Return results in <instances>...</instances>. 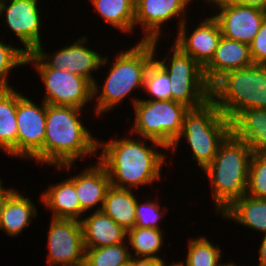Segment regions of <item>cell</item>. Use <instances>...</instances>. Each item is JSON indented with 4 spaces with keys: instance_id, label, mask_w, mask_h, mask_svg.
<instances>
[{
    "instance_id": "e0dca14e",
    "label": "cell",
    "mask_w": 266,
    "mask_h": 266,
    "mask_svg": "<svg viewBox=\"0 0 266 266\" xmlns=\"http://www.w3.org/2000/svg\"><path fill=\"white\" fill-rule=\"evenodd\" d=\"M80 174L70 176L75 185L81 209L85 212L95 209L102 210L106 193L111 186L109 175L98 161L80 171ZM99 206V207H97Z\"/></svg>"
},
{
    "instance_id": "52a82bcc",
    "label": "cell",
    "mask_w": 266,
    "mask_h": 266,
    "mask_svg": "<svg viewBox=\"0 0 266 266\" xmlns=\"http://www.w3.org/2000/svg\"><path fill=\"white\" fill-rule=\"evenodd\" d=\"M135 123L129 135L147 138L161 143L167 150L178 139L185 114L190 110L186 105L173 100H144L132 97Z\"/></svg>"
},
{
    "instance_id": "8d00e7d4",
    "label": "cell",
    "mask_w": 266,
    "mask_h": 266,
    "mask_svg": "<svg viewBox=\"0 0 266 266\" xmlns=\"http://www.w3.org/2000/svg\"><path fill=\"white\" fill-rule=\"evenodd\" d=\"M258 266H266V234L262 237V243L259 245Z\"/></svg>"
},
{
    "instance_id": "ee69618b",
    "label": "cell",
    "mask_w": 266,
    "mask_h": 266,
    "mask_svg": "<svg viewBox=\"0 0 266 266\" xmlns=\"http://www.w3.org/2000/svg\"><path fill=\"white\" fill-rule=\"evenodd\" d=\"M262 65H263V67L266 69V62H265V63H263Z\"/></svg>"
},
{
    "instance_id": "74e56055",
    "label": "cell",
    "mask_w": 266,
    "mask_h": 266,
    "mask_svg": "<svg viewBox=\"0 0 266 266\" xmlns=\"http://www.w3.org/2000/svg\"><path fill=\"white\" fill-rule=\"evenodd\" d=\"M204 2L205 3L208 2L207 4H210L209 6L213 7L212 11H214V8L216 7H221L227 4H233V3L242 4V0H205Z\"/></svg>"
},
{
    "instance_id": "d590c367",
    "label": "cell",
    "mask_w": 266,
    "mask_h": 266,
    "mask_svg": "<svg viewBox=\"0 0 266 266\" xmlns=\"http://www.w3.org/2000/svg\"><path fill=\"white\" fill-rule=\"evenodd\" d=\"M159 260L154 258L131 256V266H158Z\"/></svg>"
},
{
    "instance_id": "2e32d148",
    "label": "cell",
    "mask_w": 266,
    "mask_h": 266,
    "mask_svg": "<svg viewBox=\"0 0 266 266\" xmlns=\"http://www.w3.org/2000/svg\"><path fill=\"white\" fill-rule=\"evenodd\" d=\"M186 26L185 20L177 29V37L173 44L204 68L213 58L222 38L219 23L210 16L200 21L192 33H189V28Z\"/></svg>"
},
{
    "instance_id": "ffe728a7",
    "label": "cell",
    "mask_w": 266,
    "mask_h": 266,
    "mask_svg": "<svg viewBox=\"0 0 266 266\" xmlns=\"http://www.w3.org/2000/svg\"><path fill=\"white\" fill-rule=\"evenodd\" d=\"M40 200L50 211L52 218L81 220L85 215L81 209L74 183L64 179L56 184H49L41 194Z\"/></svg>"
},
{
    "instance_id": "5b68a950",
    "label": "cell",
    "mask_w": 266,
    "mask_h": 266,
    "mask_svg": "<svg viewBox=\"0 0 266 266\" xmlns=\"http://www.w3.org/2000/svg\"><path fill=\"white\" fill-rule=\"evenodd\" d=\"M210 99L230 121L244 110L266 108V69L254 64L224 73L210 86Z\"/></svg>"
},
{
    "instance_id": "7bdbcfd3",
    "label": "cell",
    "mask_w": 266,
    "mask_h": 266,
    "mask_svg": "<svg viewBox=\"0 0 266 266\" xmlns=\"http://www.w3.org/2000/svg\"><path fill=\"white\" fill-rule=\"evenodd\" d=\"M119 266H131V259H130V261H129V262H127V263H124V264H121V265H119Z\"/></svg>"
},
{
    "instance_id": "484cf974",
    "label": "cell",
    "mask_w": 266,
    "mask_h": 266,
    "mask_svg": "<svg viewBox=\"0 0 266 266\" xmlns=\"http://www.w3.org/2000/svg\"><path fill=\"white\" fill-rule=\"evenodd\" d=\"M103 21L123 33L134 31L135 0H90Z\"/></svg>"
},
{
    "instance_id": "b9f144b4",
    "label": "cell",
    "mask_w": 266,
    "mask_h": 266,
    "mask_svg": "<svg viewBox=\"0 0 266 266\" xmlns=\"http://www.w3.org/2000/svg\"><path fill=\"white\" fill-rule=\"evenodd\" d=\"M235 262H227V263H225V265H223V266H237L236 264H234Z\"/></svg>"
},
{
    "instance_id": "8992f818",
    "label": "cell",
    "mask_w": 266,
    "mask_h": 266,
    "mask_svg": "<svg viewBox=\"0 0 266 266\" xmlns=\"http://www.w3.org/2000/svg\"><path fill=\"white\" fill-rule=\"evenodd\" d=\"M231 133V121L210 99L203 106L190 109L184 116L178 139L170 147L175 153L184 137L191 149V156L204 170L214 159L220 144Z\"/></svg>"
},
{
    "instance_id": "836d02e7",
    "label": "cell",
    "mask_w": 266,
    "mask_h": 266,
    "mask_svg": "<svg viewBox=\"0 0 266 266\" xmlns=\"http://www.w3.org/2000/svg\"><path fill=\"white\" fill-rule=\"evenodd\" d=\"M251 56L254 64L262 65L266 62V18L261 28L250 43Z\"/></svg>"
},
{
    "instance_id": "30bf717a",
    "label": "cell",
    "mask_w": 266,
    "mask_h": 266,
    "mask_svg": "<svg viewBox=\"0 0 266 266\" xmlns=\"http://www.w3.org/2000/svg\"><path fill=\"white\" fill-rule=\"evenodd\" d=\"M39 106L17 91V158L43 164L46 102Z\"/></svg>"
},
{
    "instance_id": "e575fe53",
    "label": "cell",
    "mask_w": 266,
    "mask_h": 266,
    "mask_svg": "<svg viewBox=\"0 0 266 266\" xmlns=\"http://www.w3.org/2000/svg\"><path fill=\"white\" fill-rule=\"evenodd\" d=\"M16 190H14L13 188H5V186L3 187V181L0 182V223H1V219H2V213L4 210V205L6 200L15 192Z\"/></svg>"
},
{
    "instance_id": "7c38bea8",
    "label": "cell",
    "mask_w": 266,
    "mask_h": 266,
    "mask_svg": "<svg viewBox=\"0 0 266 266\" xmlns=\"http://www.w3.org/2000/svg\"><path fill=\"white\" fill-rule=\"evenodd\" d=\"M47 233L48 266H69L85 258L80 220L52 218Z\"/></svg>"
},
{
    "instance_id": "60d3db41",
    "label": "cell",
    "mask_w": 266,
    "mask_h": 266,
    "mask_svg": "<svg viewBox=\"0 0 266 266\" xmlns=\"http://www.w3.org/2000/svg\"><path fill=\"white\" fill-rule=\"evenodd\" d=\"M69 266H91V265H90L89 262L84 258V259H82V260H80V261H77V262H75V263H73V264H71V265H69Z\"/></svg>"
},
{
    "instance_id": "83f0119b",
    "label": "cell",
    "mask_w": 266,
    "mask_h": 266,
    "mask_svg": "<svg viewBox=\"0 0 266 266\" xmlns=\"http://www.w3.org/2000/svg\"><path fill=\"white\" fill-rule=\"evenodd\" d=\"M221 249L214 246L207 237L198 236L188 240V253L185 259L186 266H223L221 263Z\"/></svg>"
},
{
    "instance_id": "f35d334b",
    "label": "cell",
    "mask_w": 266,
    "mask_h": 266,
    "mask_svg": "<svg viewBox=\"0 0 266 266\" xmlns=\"http://www.w3.org/2000/svg\"><path fill=\"white\" fill-rule=\"evenodd\" d=\"M242 4L266 11V0H242Z\"/></svg>"
},
{
    "instance_id": "1f68e13d",
    "label": "cell",
    "mask_w": 266,
    "mask_h": 266,
    "mask_svg": "<svg viewBox=\"0 0 266 266\" xmlns=\"http://www.w3.org/2000/svg\"><path fill=\"white\" fill-rule=\"evenodd\" d=\"M26 65V54L21 48L12 47L0 40V89L13 88L9 83V74L16 67Z\"/></svg>"
},
{
    "instance_id": "6da1fadb",
    "label": "cell",
    "mask_w": 266,
    "mask_h": 266,
    "mask_svg": "<svg viewBox=\"0 0 266 266\" xmlns=\"http://www.w3.org/2000/svg\"><path fill=\"white\" fill-rule=\"evenodd\" d=\"M117 138L104 142L98 140L97 150L101 153L97 161L106 169L111 185L137 190L160 181L167 158L156 148L168 150L161 143L147 138ZM147 140L151 146L146 144Z\"/></svg>"
},
{
    "instance_id": "ab89813d",
    "label": "cell",
    "mask_w": 266,
    "mask_h": 266,
    "mask_svg": "<svg viewBox=\"0 0 266 266\" xmlns=\"http://www.w3.org/2000/svg\"><path fill=\"white\" fill-rule=\"evenodd\" d=\"M158 266H186L185 261H180V262H175V263H171V264H166L164 259L161 258L158 262Z\"/></svg>"
},
{
    "instance_id": "4316f807",
    "label": "cell",
    "mask_w": 266,
    "mask_h": 266,
    "mask_svg": "<svg viewBox=\"0 0 266 266\" xmlns=\"http://www.w3.org/2000/svg\"><path fill=\"white\" fill-rule=\"evenodd\" d=\"M127 238L134 252L130 248L131 256L161 259L159 253L165 239L162 229L134 227L127 231Z\"/></svg>"
},
{
    "instance_id": "d4e9b609",
    "label": "cell",
    "mask_w": 266,
    "mask_h": 266,
    "mask_svg": "<svg viewBox=\"0 0 266 266\" xmlns=\"http://www.w3.org/2000/svg\"><path fill=\"white\" fill-rule=\"evenodd\" d=\"M132 189L110 186L102 211L126 231L135 227L137 196Z\"/></svg>"
},
{
    "instance_id": "603a6c76",
    "label": "cell",
    "mask_w": 266,
    "mask_h": 266,
    "mask_svg": "<svg viewBox=\"0 0 266 266\" xmlns=\"http://www.w3.org/2000/svg\"><path fill=\"white\" fill-rule=\"evenodd\" d=\"M226 220L266 234V199L243 195L222 214Z\"/></svg>"
},
{
    "instance_id": "cb8c5ba5",
    "label": "cell",
    "mask_w": 266,
    "mask_h": 266,
    "mask_svg": "<svg viewBox=\"0 0 266 266\" xmlns=\"http://www.w3.org/2000/svg\"><path fill=\"white\" fill-rule=\"evenodd\" d=\"M17 90L0 89V151L17 158Z\"/></svg>"
},
{
    "instance_id": "7402d4cb",
    "label": "cell",
    "mask_w": 266,
    "mask_h": 266,
    "mask_svg": "<svg viewBox=\"0 0 266 266\" xmlns=\"http://www.w3.org/2000/svg\"><path fill=\"white\" fill-rule=\"evenodd\" d=\"M33 203L29 197L16 190L5 202L0 231L9 237L22 234L32 219L38 215L36 205Z\"/></svg>"
},
{
    "instance_id": "4dcf8cb0",
    "label": "cell",
    "mask_w": 266,
    "mask_h": 266,
    "mask_svg": "<svg viewBox=\"0 0 266 266\" xmlns=\"http://www.w3.org/2000/svg\"><path fill=\"white\" fill-rule=\"evenodd\" d=\"M246 195L266 199L265 153H253L251 157Z\"/></svg>"
},
{
    "instance_id": "ac0fdd59",
    "label": "cell",
    "mask_w": 266,
    "mask_h": 266,
    "mask_svg": "<svg viewBox=\"0 0 266 266\" xmlns=\"http://www.w3.org/2000/svg\"><path fill=\"white\" fill-rule=\"evenodd\" d=\"M254 65L249 44L222 36L211 61L203 68L211 86L224 73Z\"/></svg>"
},
{
    "instance_id": "5bb4252c",
    "label": "cell",
    "mask_w": 266,
    "mask_h": 266,
    "mask_svg": "<svg viewBox=\"0 0 266 266\" xmlns=\"http://www.w3.org/2000/svg\"><path fill=\"white\" fill-rule=\"evenodd\" d=\"M194 0H135V26L144 29L142 41L160 40L162 38L161 27L167 21L180 17L179 26L187 19V6Z\"/></svg>"
},
{
    "instance_id": "d6a6232c",
    "label": "cell",
    "mask_w": 266,
    "mask_h": 266,
    "mask_svg": "<svg viewBox=\"0 0 266 266\" xmlns=\"http://www.w3.org/2000/svg\"><path fill=\"white\" fill-rule=\"evenodd\" d=\"M163 209L162 211L160 203L155 200H146L142 203L137 200L135 227L161 229L159 226V222H161L160 219L163 218L164 215H166L165 212L169 210L167 208Z\"/></svg>"
},
{
    "instance_id": "44dd1931",
    "label": "cell",
    "mask_w": 266,
    "mask_h": 266,
    "mask_svg": "<svg viewBox=\"0 0 266 266\" xmlns=\"http://www.w3.org/2000/svg\"><path fill=\"white\" fill-rule=\"evenodd\" d=\"M231 133L246 142L253 153L266 154V108L240 112L231 121Z\"/></svg>"
},
{
    "instance_id": "4fadbf2b",
    "label": "cell",
    "mask_w": 266,
    "mask_h": 266,
    "mask_svg": "<svg viewBox=\"0 0 266 266\" xmlns=\"http://www.w3.org/2000/svg\"><path fill=\"white\" fill-rule=\"evenodd\" d=\"M39 0H0V17L5 15L6 27L15 33L27 55L42 44Z\"/></svg>"
},
{
    "instance_id": "ba28073f",
    "label": "cell",
    "mask_w": 266,
    "mask_h": 266,
    "mask_svg": "<svg viewBox=\"0 0 266 266\" xmlns=\"http://www.w3.org/2000/svg\"><path fill=\"white\" fill-rule=\"evenodd\" d=\"M171 51L162 59L158 56L154 58L169 76L171 100L190 109L203 106L210 100V85L204 77L203 67L174 44Z\"/></svg>"
},
{
    "instance_id": "9a60e30c",
    "label": "cell",
    "mask_w": 266,
    "mask_h": 266,
    "mask_svg": "<svg viewBox=\"0 0 266 266\" xmlns=\"http://www.w3.org/2000/svg\"><path fill=\"white\" fill-rule=\"evenodd\" d=\"M214 10L213 17L219 23L222 36L249 45L266 18L265 10L240 3L227 4ZM216 11L218 13L215 15Z\"/></svg>"
},
{
    "instance_id": "d6986e66",
    "label": "cell",
    "mask_w": 266,
    "mask_h": 266,
    "mask_svg": "<svg viewBox=\"0 0 266 266\" xmlns=\"http://www.w3.org/2000/svg\"><path fill=\"white\" fill-rule=\"evenodd\" d=\"M85 248H98L126 242L127 231L102 210L81 220Z\"/></svg>"
},
{
    "instance_id": "f546056e",
    "label": "cell",
    "mask_w": 266,
    "mask_h": 266,
    "mask_svg": "<svg viewBox=\"0 0 266 266\" xmlns=\"http://www.w3.org/2000/svg\"><path fill=\"white\" fill-rule=\"evenodd\" d=\"M144 91L150 96L144 100H171L169 76L154 60L145 72Z\"/></svg>"
},
{
    "instance_id": "8fae6325",
    "label": "cell",
    "mask_w": 266,
    "mask_h": 266,
    "mask_svg": "<svg viewBox=\"0 0 266 266\" xmlns=\"http://www.w3.org/2000/svg\"><path fill=\"white\" fill-rule=\"evenodd\" d=\"M84 36V37H83ZM73 44L59 48L52 55L44 52L40 44L33 53L47 66L54 69L67 70L71 74L86 78L92 85L96 82L93 71L109 64L108 56L100 55L98 52L86 46L88 38L83 35Z\"/></svg>"
},
{
    "instance_id": "3957f363",
    "label": "cell",
    "mask_w": 266,
    "mask_h": 266,
    "mask_svg": "<svg viewBox=\"0 0 266 266\" xmlns=\"http://www.w3.org/2000/svg\"><path fill=\"white\" fill-rule=\"evenodd\" d=\"M158 42L141 40L128 51L117 53L102 88L99 89L97 82L93 84L95 115L101 117L120 105L135 89H144L145 72L156 57Z\"/></svg>"
},
{
    "instance_id": "9c48e42d",
    "label": "cell",
    "mask_w": 266,
    "mask_h": 266,
    "mask_svg": "<svg viewBox=\"0 0 266 266\" xmlns=\"http://www.w3.org/2000/svg\"><path fill=\"white\" fill-rule=\"evenodd\" d=\"M35 66L45 87L43 101L47 104L85 109L93 100V85L67 70L47 67L33 52L26 55V65ZM33 64V65H32Z\"/></svg>"
},
{
    "instance_id": "277c9868",
    "label": "cell",
    "mask_w": 266,
    "mask_h": 266,
    "mask_svg": "<svg viewBox=\"0 0 266 266\" xmlns=\"http://www.w3.org/2000/svg\"><path fill=\"white\" fill-rule=\"evenodd\" d=\"M251 147L230 133L220 144L212 162L204 169L212 185L215 213L222 214L246 194Z\"/></svg>"
},
{
    "instance_id": "f1b7e54d",
    "label": "cell",
    "mask_w": 266,
    "mask_h": 266,
    "mask_svg": "<svg viewBox=\"0 0 266 266\" xmlns=\"http://www.w3.org/2000/svg\"><path fill=\"white\" fill-rule=\"evenodd\" d=\"M128 242L98 248H85V259L91 266H119L131 259Z\"/></svg>"
},
{
    "instance_id": "7a4b0ae2",
    "label": "cell",
    "mask_w": 266,
    "mask_h": 266,
    "mask_svg": "<svg viewBox=\"0 0 266 266\" xmlns=\"http://www.w3.org/2000/svg\"><path fill=\"white\" fill-rule=\"evenodd\" d=\"M82 110L73 106L46 103L43 163L69 171L75 161L97 155L98 138L83 125ZM71 169V170H70Z\"/></svg>"
}]
</instances>
